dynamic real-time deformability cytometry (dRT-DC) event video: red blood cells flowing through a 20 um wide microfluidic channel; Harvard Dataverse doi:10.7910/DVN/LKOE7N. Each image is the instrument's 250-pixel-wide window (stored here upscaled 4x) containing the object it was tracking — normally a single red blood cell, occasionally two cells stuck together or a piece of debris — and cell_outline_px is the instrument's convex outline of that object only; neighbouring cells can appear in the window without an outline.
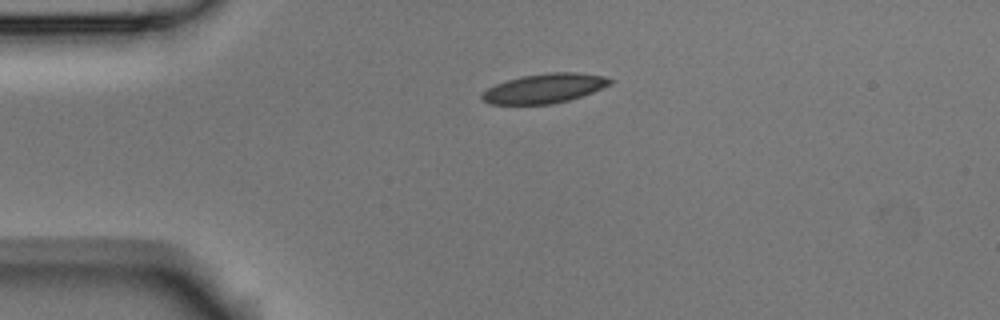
{"species": "Egyptian fruit bat (a non-hibernating species)", "species_latin": "Rousettus aegyptiacus", "temperature_condition": "room temperature", "stored_images_in_passage": 3, "camera_frame_rate_fps": 3000, "um_per_image_px": 0.085, "animal": {"sex": "male"}, "frame": {"image": 1, "passage_image": 1, "time_ms": 0.0, "image_size_px": [1000, 320], "cell_outline_px": [[612, 84], [592, 92], [568, 100], [552, 104], [488, 104], [480, 100], [480, 96], [488, 88], [496, 84], [508, 80], [524, 76], [548, 72], [576, 72], [604, 76], [612, 80]], "centroid_in_image_um": [46.26, 7.51], "position_along_channel_um": 38.7, "area_um2": 21.85}}
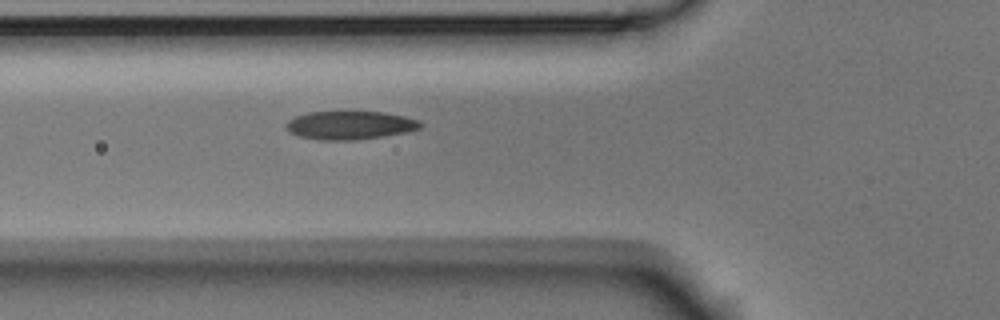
{"frame": {"image": 2, "passage_image": 3, "time_ms": 0.667, "image_size_px": [1000, 320], "cell_outline_px": [[424, 124], [420, 128], [408, 132], [384, 136], [356, 140], [320, 140], [300, 136], [288, 132], [284, 128], [284, 124], [288, 120], [296, 116], [308, 112], [384, 112], [404, 116], [420, 120]], "centroid_in_image_um": [29.75, 10.65], "position_along_channel_um": 96.1, "area_um2": 22.43}}